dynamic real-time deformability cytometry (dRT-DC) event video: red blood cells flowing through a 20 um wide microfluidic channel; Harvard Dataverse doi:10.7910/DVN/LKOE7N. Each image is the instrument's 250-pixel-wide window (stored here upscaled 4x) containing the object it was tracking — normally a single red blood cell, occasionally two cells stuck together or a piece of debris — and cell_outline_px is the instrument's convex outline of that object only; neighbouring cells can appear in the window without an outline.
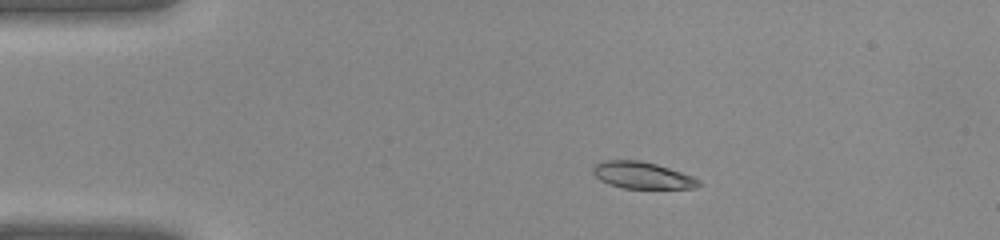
{"species": "common noctule bat (a hibernating species)", "species_latin": "Nyctalus noctula", "temperature_condition": "warm", "stored_images_in_passage": 35, "camera_frame_rate_fps": 3000, "um_per_image_px": 0.085, "animal": {"sex": "female", "body_mass_g": 22.0, "forearm_length_mm": 56.7}, "frame": {"image": 1, "passage_image": 2, "time_ms": 0.333, "image_size_px": [1000, 240], "cell_outline_px": [[700, 184], [696, 188], [624, 188], [608, 184], [600, 180], [592, 172], [592, 164], [604, 160], [640, 160], [656, 164], [692, 176], [700, 180]], "centroid_in_image_um": [54.54, 14.89], "position_along_channel_um": 30.5, "area_um2": 16.47}}
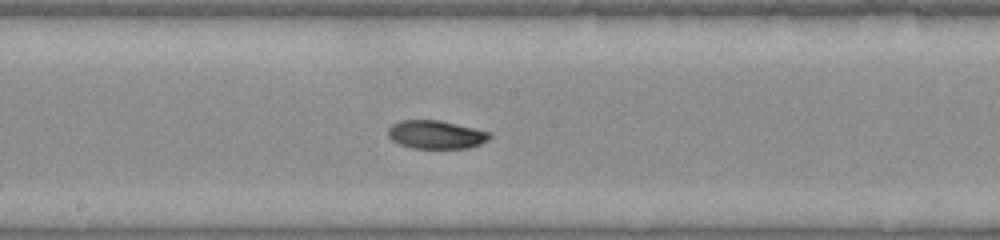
{"frame": {"image": 2, "passage_image": 16, "time_ms": 5.0, "image_size_px": [1000, 240], "cell_outline_px": [[492, 136], [488, 140], [480, 144], [468, 148], [412, 148], [400, 144], [392, 140], [388, 136], [388, 128], [392, 124], [400, 120], [440, 120], [492, 132]], "centroid_in_image_um": [37.08, 11.43], "position_along_channel_um": 211.1, "area_um2": 16.88}}
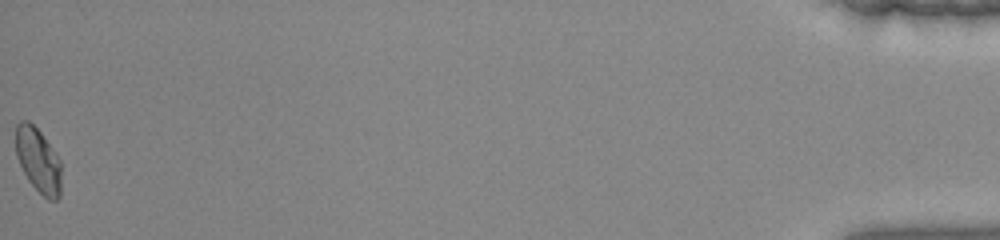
{"frame": {"image": 3, "passage_image": 35, "time_ms": 11.333, "image_size_px": [1000, 240], "cell_outline_px": [[60, 196], [56, 200], [48, 200], [28, 180], [16, 156], [16, 124], [20, 120], [28, 120], [40, 132], [52, 148], [60, 160]], "centroid_in_image_um": [3.24, 13.61], "position_along_channel_um": 432.0, "area_um2": 16.88}}